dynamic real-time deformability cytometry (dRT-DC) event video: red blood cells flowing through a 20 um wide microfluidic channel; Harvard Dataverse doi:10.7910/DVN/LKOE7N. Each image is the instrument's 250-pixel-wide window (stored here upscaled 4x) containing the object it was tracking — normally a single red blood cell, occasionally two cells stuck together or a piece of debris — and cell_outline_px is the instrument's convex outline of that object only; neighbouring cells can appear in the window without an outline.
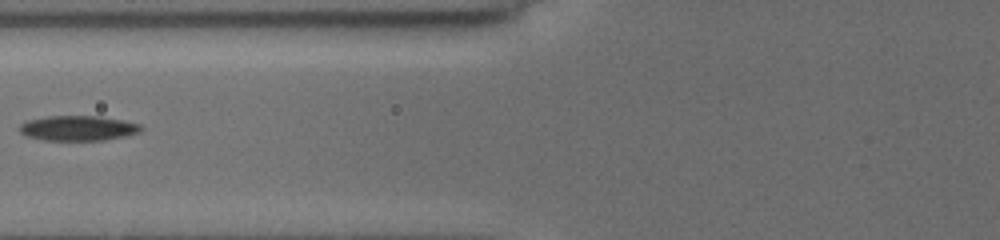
{"species": "common noctule bat (a hibernating species)", "species_latin": "Nyctalus noctula", "temperature_condition": "cold", "stored_images_in_passage": 7, "camera_frame_rate_fps": 3000, "um_per_image_px": 0.085, "animal": {"sex": "female", "body_mass_g": 19.5, "forearm_length_mm": 54.1}, "frame": {"image": 1, "passage_image": 4, "time_ms": 2.333, "image_size_px": [1000, 240], "cell_outline_px": [[140, 128], [136, 132], [104, 140], [44, 140], [28, 136], [20, 132], [20, 124], [28, 120], [48, 116], [100, 116], [140, 124]], "centroid_in_image_um": [6.56, 10.88], "position_along_channel_um": 119.2, "area_um2": 17.22}}
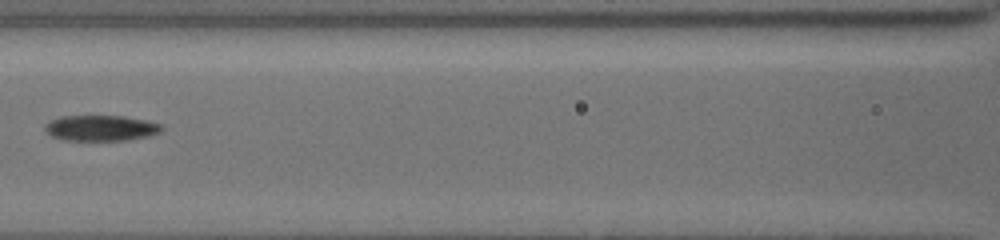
{"frame": {"image": 2, "passage_image": 5, "time_ms": 3.333, "image_size_px": [1000, 240], "cell_outline_px": [[164, 128], [160, 132], [148, 136], [128, 140], [60, 140], [52, 136], [44, 128], [44, 124], [60, 116], [124, 116], [148, 120], [160, 124]], "centroid_in_image_um": [8.59, 10.88], "position_along_channel_um": 158.0, "area_um2": 17.51}}
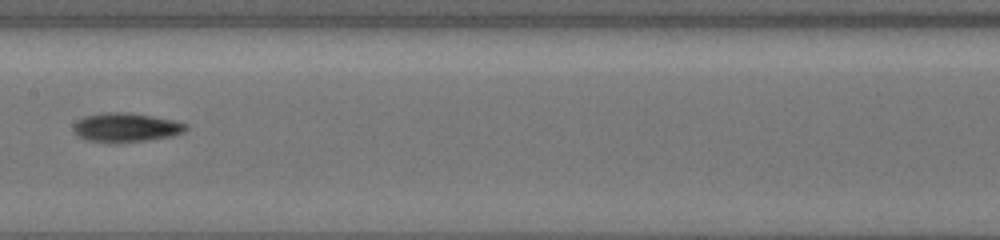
{"frame": {"image": 3, "passage_image": 6, "time_ms": 4.333, "image_size_px": [1000, 240], "cell_outline_px": [[188, 128], [184, 132], [172, 136], [148, 140], [108, 144], [84, 140], [72, 128], [72, 124], [84, 116], [104, 112], [128, 112], [176, 120], [188, 124]], "centroid_in_image_um": [10.7, 10.84], "position_along_channel_um": 196.7, "area_um2": 19.48}}